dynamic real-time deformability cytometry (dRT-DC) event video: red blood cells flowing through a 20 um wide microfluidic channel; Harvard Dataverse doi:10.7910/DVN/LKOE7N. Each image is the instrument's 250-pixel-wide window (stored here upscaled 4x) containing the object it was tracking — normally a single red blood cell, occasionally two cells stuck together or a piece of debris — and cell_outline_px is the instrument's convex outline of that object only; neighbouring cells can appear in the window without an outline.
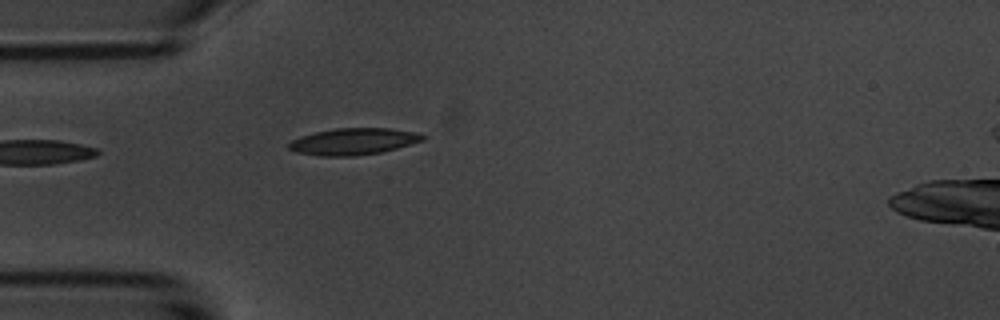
{"species": "common noctule bat (a hibernating species)", "species_latin": "Nyctalus noctula", "temperature_condition": "room temperature", "stored_images_in_passage": 5, "camera_frame_rate_fps": 3000, "um_per_image_px": 0.085, "animal": {"sex": "male", "body_mass_g": 20.1, "forearm_length_mm": 53.5}, "frame": {"image": 1, "passage_image": 5, "time_ms": 5.0, "image_size_px": [1000, 320], "cell_outline_px": [[428, 136], [424, 140], [396, 148], [380, 152], [356, 156], [320, 156], [296, 152], [288, 148], [288, 144], [292, 140], [300, 136], [316, 132], [336, 128], [388, 128], [412, 132]], "centroid_in_image_um": [30.02, 12.03], "position_along_channel_um": 55.0, "area_um2": 20.63}}